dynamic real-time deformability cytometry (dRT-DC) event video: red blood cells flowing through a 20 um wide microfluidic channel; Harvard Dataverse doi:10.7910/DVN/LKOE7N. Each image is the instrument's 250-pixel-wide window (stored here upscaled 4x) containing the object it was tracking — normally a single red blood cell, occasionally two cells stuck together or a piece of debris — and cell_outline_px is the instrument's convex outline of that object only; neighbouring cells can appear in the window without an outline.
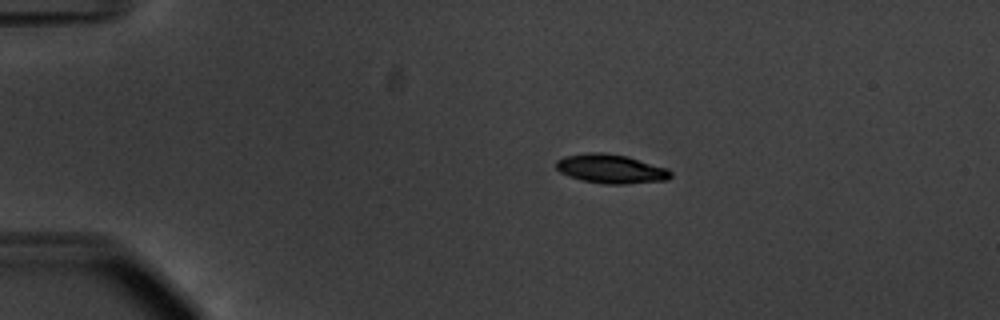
{"species": "common noctule bat (a hibernating species)", "species_latin": "Nyctalus noctula", "temperature_condition": "warm", "stored_images_in_passage": 44, "camera_frame_rate_fps": 3000, "um_per_image_px": 0.085, "animal": {"sex": "male", "body_mass_g": 20.1, "forearm_length_mm": 53.5}, "frame": {"image": 1, "passage_image": 1, "time_ms": 0.0, "image_size_px": [1000, 320], "cell_outline_px": [[672, 176], [668, 180], [624, 184], [604, 184], [580, 180], [568, 176], [560, 172], [556, 168], [556, 160], [564, 156], [588, 152], [604, 152], [628, 156], [668, 168], [672, 172]], "centroid_in_image_um": [51.93, 14.34], "position_along_channel_um": 33.1, "area_um2": 19.71}}
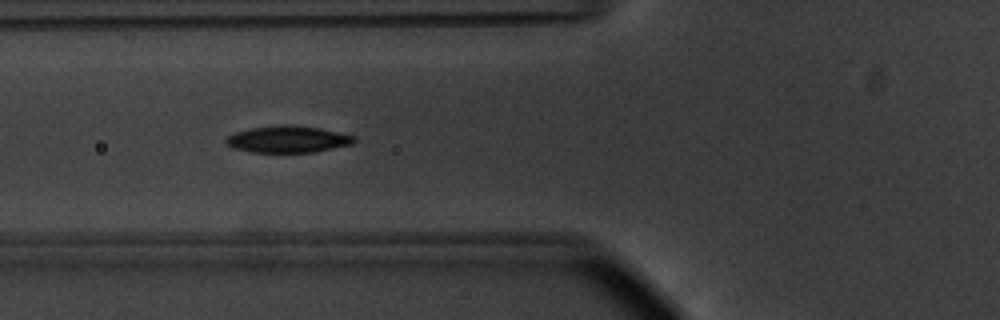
{"frame": {"image": 2, "passage_image": 11, "time_ms": 3.333, "image_size_px": [1000, 320], "cell_outline_px": [[356, 140], [352, 144], [312, 152], [252, 152], [232, 148], [224, 144], [224, 140], [228, 136], [236, 132], [252, 128], [292, 124], [320, 128], [356, 136]], "centroid_in_image_um": [24.45, 11.84], "position_along_channel_um": 101.3, "area_um2": 19.88}}
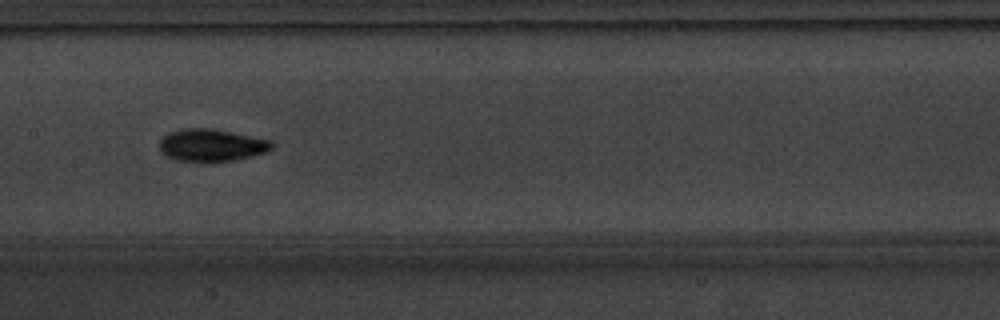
{"frame": {"image": 3, "passage_image": 18, "time_ms": 5.667, "image_size_px": [1000, 320], "cell_outline_px": [[276, 144], [268, 152], [252, 156], [232, 160], [208, 164], [176, 160], [160, 152], [160, 140], [168, 132], [184, 128], [212, 128], [272, 140]], "centroid_in_image_um": [18.0, 12.36], "position_along_channel_um": 189.4, "area_um2": 21.79}, "authors_computed_cell_mechanics": {"area_um2": 19.7965, "velocity_mm_per_s": 3.7552, "shape_relaxation_time_tau1_ms": 2.7274, "shape_relaxation_time_tau2_ms": 4.0365, "deformation_change_tau1": 0.1435, "deformation_change_tau2": 0.0739}}